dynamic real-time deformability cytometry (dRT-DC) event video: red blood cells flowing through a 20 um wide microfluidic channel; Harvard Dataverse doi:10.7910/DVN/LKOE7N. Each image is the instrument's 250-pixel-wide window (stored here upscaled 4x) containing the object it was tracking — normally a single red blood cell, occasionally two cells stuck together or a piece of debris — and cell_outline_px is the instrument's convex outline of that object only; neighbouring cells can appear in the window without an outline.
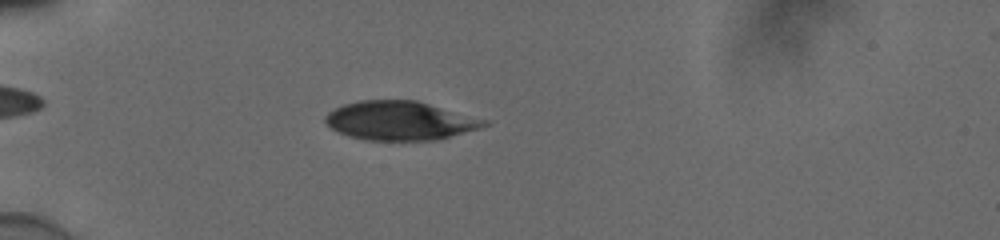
{"species": "human", "species_latin": "Homo sapiens", "temperature_condition": "cold", "stored_images_in_passage": 54, "camera_frame_rate_fps": 3000, "um_per_image_px": 0.085, "donor": {"sex": "male"}, "frame": {"image": 1, "passage_image": 17, "time_ms": 5.333, "image_size_px": [1000, 240], "cell_outline_px": [[492, 124], [480, 128], [440, 140], [368, 140], [352, 136], [340, 132], [332, 128], [324, 120], [324, 116], [328, 112], [344, 104], [360, 100], [416, 100], [492, 120]], "centroid_in_image_um": [34.11, 10.25], "position_along_channel_um": 50.9, "area_um2": 36.3}}
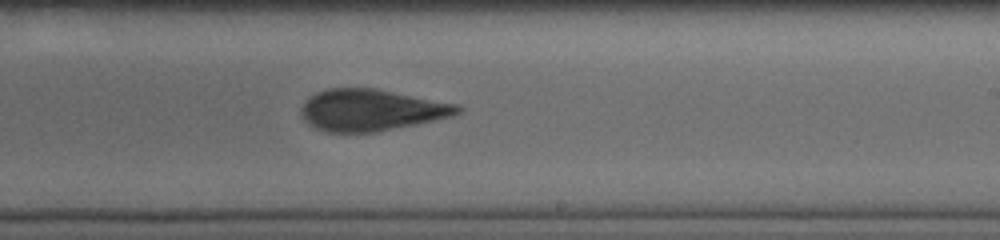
{"frame": {"image": 2, "passage_image": 35, "time_ms": 11.333, "image_size_px": [1000, 240], "cell_outline_px": [[464, 108], [460, 112], [452, 116], [416, 124], [376, 132], [328, 132], [316, 128], [304, 120], [300, 116], [300, 108], [308, 96], [316, 92], [328, 88], [376, 88], [456, 104]], "centroid_in_image_um": [31.51, 9.35], "position_along_channel_um": 257.5, "area_um2": 37.92}}
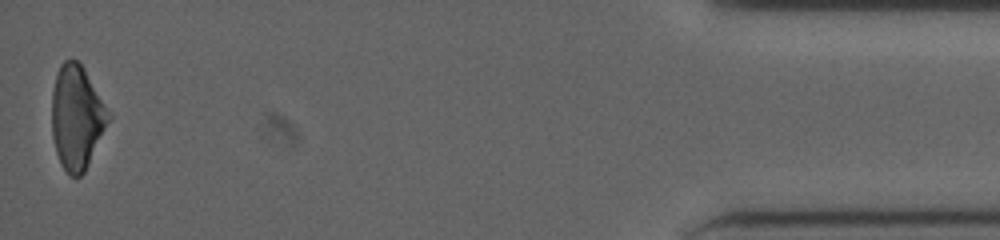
{"frame": {"image": 3, "passage_image": 54, "time_ms": 17.667, "image_size_px": [1000, 240], "cell_outline_px": [[112, 116], [84, 172], [80, 176], [72, 176], [60, 164], [56, 152], [52, 136], [52, 92], [56, 76], [60, 64], [64, 60], [76, 60], [84, 68], [112, 112]], "centroid_in_image_um": [6.55, 9.95], "position_along_channel_um": 428.7, "area_um2": 34.45}, "authors_computed_cell_mechanics": {"area_um2": 36.6741, "velocity_mm_per_s": 3.906, "shape_relaxation_time_tau1_ms": 4.083, "shape_relaxation_time_tau2_ms": 2.5393, "deformation_change_tau1": 0.1177, "deformation_change_tau2": 0.0925}}